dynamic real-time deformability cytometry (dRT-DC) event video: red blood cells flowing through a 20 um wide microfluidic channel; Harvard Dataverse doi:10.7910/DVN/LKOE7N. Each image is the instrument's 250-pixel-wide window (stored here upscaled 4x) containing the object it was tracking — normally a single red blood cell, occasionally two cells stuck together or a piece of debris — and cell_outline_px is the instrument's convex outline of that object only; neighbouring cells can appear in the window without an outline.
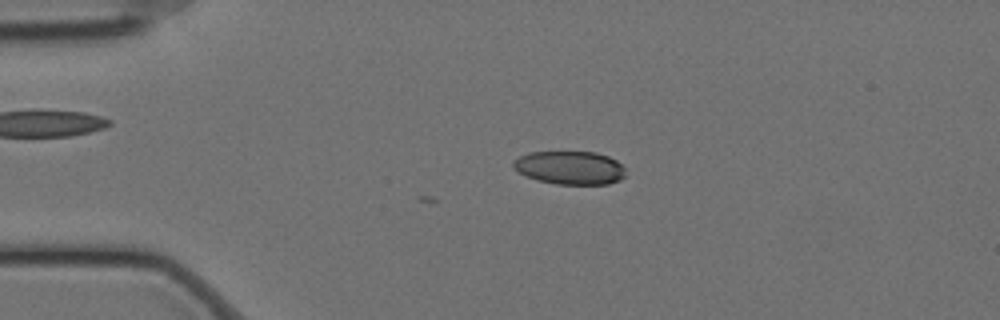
{"species": "Egyptian fruit bat (a non-hibernating species)", "species_latin": "Rousettus aegyptiacus", "temperature_condition": "cold", "stored_images_in_passage": 12, "camera_frame_rate_fps": 3000, "um_per_image_px": 0.085, "animal": {"sex": "female"}, "frame": {"image": 1, "passage_image": 12, "time_ms": 3.667, "image_size_px": [1000, 320], "cell_outline_px": [[624, 176], [620, 180], [608, 184], [556, 184], [536, 180], [516, 172], [512, 168], [512, 164], [520, 156], [528, 152], [596, 152], [608, 156], [616, 160], [624, 168]], "centroid_in_image_um": [48.41, 14.26], "position_along_channel_um": 36.6, "area_um2": 21.91}}